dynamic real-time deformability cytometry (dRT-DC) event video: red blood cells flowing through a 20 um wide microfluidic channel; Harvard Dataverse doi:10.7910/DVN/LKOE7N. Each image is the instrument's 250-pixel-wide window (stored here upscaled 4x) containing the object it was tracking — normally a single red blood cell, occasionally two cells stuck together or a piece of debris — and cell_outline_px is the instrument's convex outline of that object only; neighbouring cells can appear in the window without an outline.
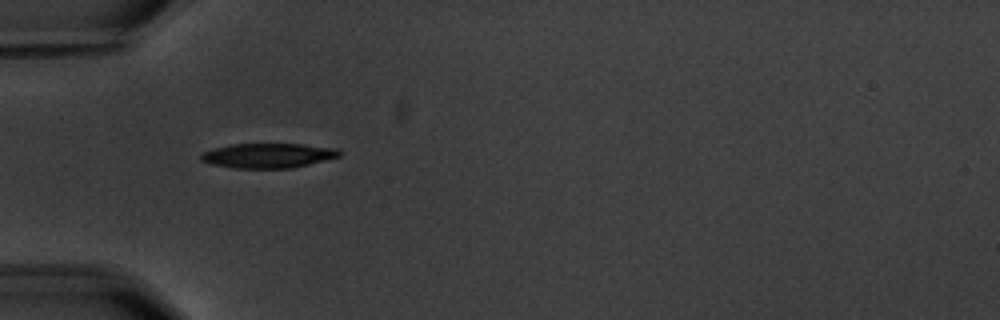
{"species": "common noctule bat (a hibernating species)", "species_latin": "Nyctalus noctula", "temperature_condition": "warm", "stored_images_in_passage": 7, "camera_frame_rate_fps": 3000, "um_per_image_px": 0.085, "animal": {"sex": "male", "body_mass_g": 20.1, "forearm_length_mm": 53.5}, "frame": {"image": 1, "passage_image": 6, "time_ms": 6.0, "image_size_px": [1000, 320], "cell_outline_px": [[340, 156], [292, 168], [236, 168], [212, 164], [200, 160], [200, 156], [204, 152], [216, 148], [232, 144], [300, 144], [336, 148], [340, 152]], "centroid_in_image_um": [22.78, 13.22], "position_along_channel_um": 62.2, "area_um2": 19.59}}
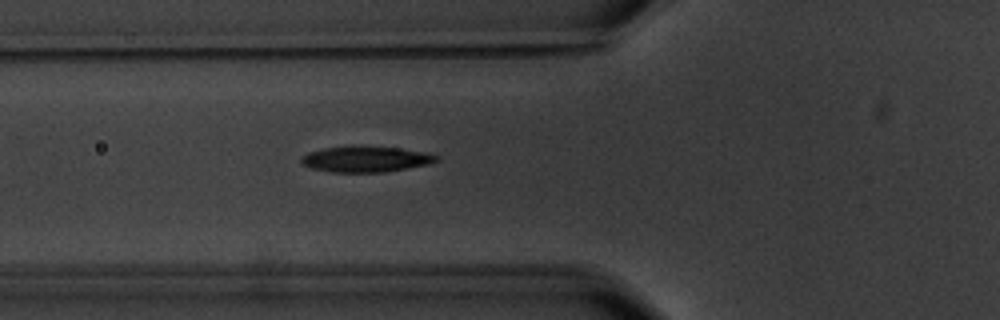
{"frame": {"image": 2, "passage_image": 7, "time_ms": 7.0, "image_size_px": [1000, 320], "cell_outline_px": [[440, 160], [428, 164], [384, 172], [332, 172], [312, 168], [304, 164], [300, 160], [300, 156], [308, 152], [324, 148], [360, 144], [400, 148], [428, 152], [440, 156]], "centroid_in_image_um": [31.12, 13.49], "position_along_channel_um": 94.7, "area_um2": 20.81}}